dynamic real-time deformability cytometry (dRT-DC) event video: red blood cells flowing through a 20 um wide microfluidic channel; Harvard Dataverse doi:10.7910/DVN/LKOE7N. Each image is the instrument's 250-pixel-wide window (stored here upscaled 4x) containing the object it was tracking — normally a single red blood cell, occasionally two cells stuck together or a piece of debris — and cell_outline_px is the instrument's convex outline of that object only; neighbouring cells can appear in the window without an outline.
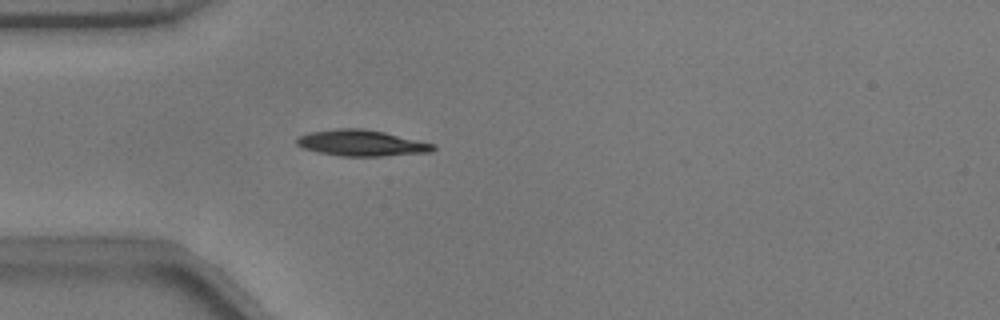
{"species": "common noctule bat (a hibernating species)", "species_latin": "Nyctalus noctula", "temperature_condition": "warm", "stored_images_in_passage": 40, "camera_frame_rate_fps": 3000, "um_per_image_px": 0.085, "animal": {"sex": "male", "body_mass_g": 17.9}, "frame": {"image": 1, "passage_image": 2, "time_ms": 0.333, "image_size_px": [1000, 320], "cell_outline_px": [[436, 148], [432, 152], [380, 156], [340, 156], [316, 152], [304, 148], [296, 144], [296, 140], [300, 136], [308, 132], [340, 128], [360, 128], [384, 132], [436, 144]], "centroid_in_image_um": [30.74, 12.16], "position_along_channel_um": 54.3, "area_um2": 20.75}}
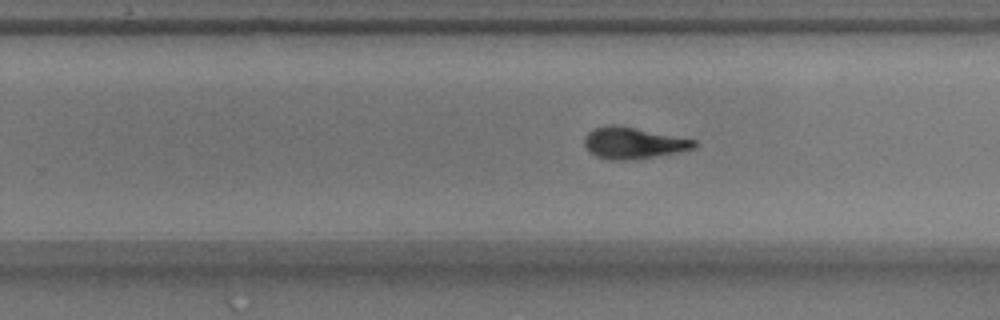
{"frame": {"image": 2, "passage_image": 20, "time_ms": 6.333, "image_size_px": [1000, 320], "cell_outline_px": [[700, 144], [692, 148], [676, 152], [624, 160], [612, 160], [596, 156], [584, 144], [584, 136], [592, 128], [608, 124], [616, 124], [696, 140]], "centroid_in_image_um": [53.79, 12.12], "position_along_channel_um": 276.0, "area_um2": 19.77}}
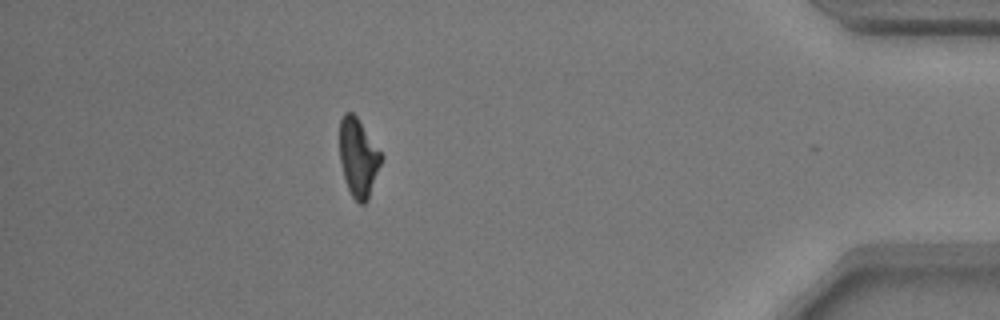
{"frame": {"image": 3, "passage_image": 34, "time_ms": 11.0, "image_size_px": [1000, 320], "cell_outline_px": [[384, 156], [368, 200], [364, 204], [360, 204], [352, 196], [348, 188], [344, 176], [340, 160], [340, 120], [344, 112], [352, 112], [356, 116]], "centroid_in_image_um": [30.47, 13.39], "position_along_channel_um": 404.7, "area_um2": 18.9}, "authors_computed_cell_mechanics": {"area_um2": 20.1433, "velocity_mm_per_s": 3.7859, "shape_relaxation_time_tau1_ms": 3.3085, "shape_relaxation_time_tau2_ms": 3.422, "deformation_change_tau1": 0.1514, "deformation_change_tau2": 0.0951}}